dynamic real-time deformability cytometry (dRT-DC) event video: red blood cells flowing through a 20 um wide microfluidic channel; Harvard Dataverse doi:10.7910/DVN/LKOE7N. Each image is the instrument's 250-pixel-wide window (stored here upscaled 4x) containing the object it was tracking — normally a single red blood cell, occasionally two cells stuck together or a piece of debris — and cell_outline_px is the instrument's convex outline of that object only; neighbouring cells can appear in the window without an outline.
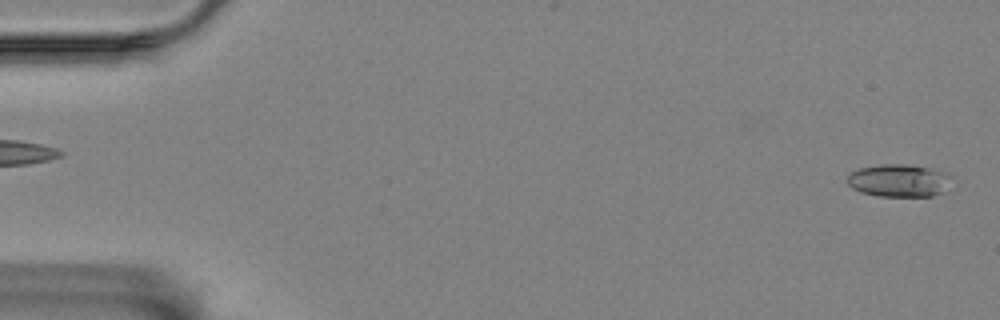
{"species": "Egyptian fruit bat (a non-hibernating species)", "species_latin": "Rousettus aegyptiacus", "temperature_condition": "room temperature", "stored_images_in_passage": 57, "camera_frame_rate_fps": 3000, "um_per_image_px": 0.085, "animal": {"sex": "female"}, "frame": {"image": 1, "passage_image": 1, "time_ms": 0.0, "image_size_px": [1000, 320], "cell_outline_px": [[952, 176], [944, 192], [932, 196], [880, 196], [860, 192], [852, 188], [848, 184], [848, 176], [852, 172], [860, 168], [880, 164], [904, 164], [948, 172]], "centroid_in_image_um": [76.42, 15.35], "position_along_channel_um": 8.6, "area_um2": 19.77}}
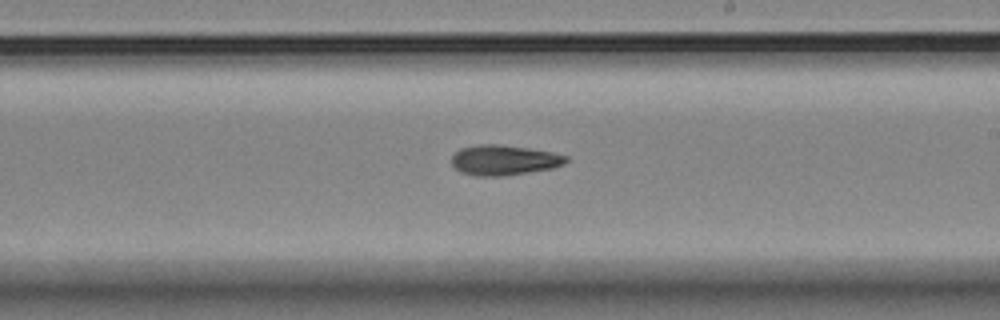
{"frame": {"image": 2, "passage_image": 33, "time_ms": 10.667, "image_size_px": [1000, 320], "cell_outline_px": [[568, 160], [564, 164], [552, 168], [500, 176], [476, 176], [460, 172], [452, 164], [452, 156], [460, 148], [476, 144], [500, 144], [528, 148], [552, 152], [568, 156]], "centroid_in_image_um": [42.82, 13.6], "position_along_channel_um": 246.2, "area_um2": 20.06}}
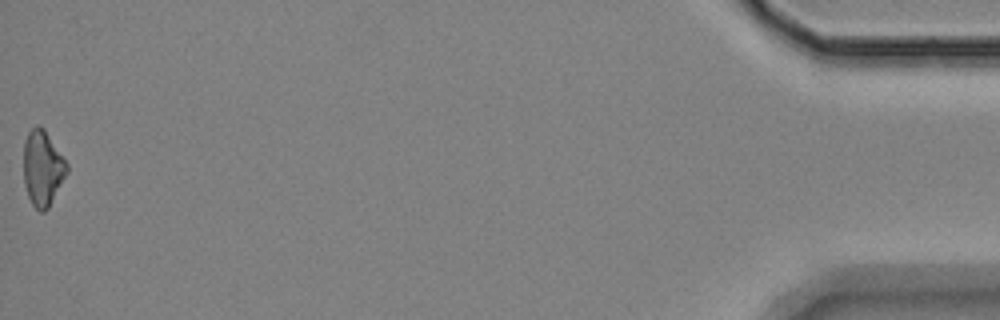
{"frame": {"image": 3, "passage_image": 57, "time_ms": 18.667, "image_size_px": [1000, 320], "cell_outline_px": [[68, 172], [48, 208], [44, 212], [40, 212], [32, 204], [28, 196], [24, 184], [24, 140], [28, 132], [36, 124], [40, 124], [44, 128], [68, 164]], "centroid_in_image_um": [3.62, 14.27], "position_along_channel_um": 431.6, "area_um2": 19.07}, "authors_computed_cell_mechanics": {"area_um2": 19.2474, "velocity_mm_per_s": 3.4853, "shape_relaxation_time_tau1_ms": 3.529, "shape_relaxation_time_tau2_ms": null, "deformation_change_tau1": 0.1097, "deformation_change_tau2": null}}